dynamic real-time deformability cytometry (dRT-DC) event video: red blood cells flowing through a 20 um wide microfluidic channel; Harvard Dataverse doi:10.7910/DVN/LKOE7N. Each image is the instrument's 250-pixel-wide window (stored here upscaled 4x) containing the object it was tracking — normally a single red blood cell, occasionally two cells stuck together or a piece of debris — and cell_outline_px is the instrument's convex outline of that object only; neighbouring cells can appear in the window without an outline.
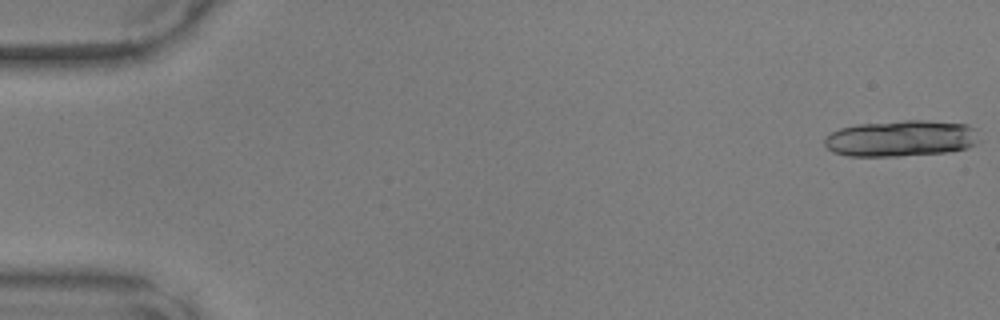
{"species": "common noctule bat (a hibernating species)", "species_latin": "Nyctalus noctula", "temperature_condition": "warm", "stored_images_in_passage": 13, "camera_frame_rate_fps": 3000, "um_per_image_px": 0.085, "animal": {"sex": "male", "body_mass_g": 17.9, "forearm_length_mm": 54.2}, "frame": {"image": 1, "passage_image": 1, "time_ms": 0.0, "image_size_px": [1000, 320], "cell_outline_px": [[980, 140], [976, 144], [968, 148], [948, 152], [900, 156], [848, 156], [832, 152], [824, 144], [824, 140], [832, 132], [840, 128], [860, 124], [904, 120], [924, 120], [968, 124], [976, 128]], "centroid_in_image_um": [76.64, 11.76], "position_along_channel_um": 8.4, "area_um2": 32.95}}